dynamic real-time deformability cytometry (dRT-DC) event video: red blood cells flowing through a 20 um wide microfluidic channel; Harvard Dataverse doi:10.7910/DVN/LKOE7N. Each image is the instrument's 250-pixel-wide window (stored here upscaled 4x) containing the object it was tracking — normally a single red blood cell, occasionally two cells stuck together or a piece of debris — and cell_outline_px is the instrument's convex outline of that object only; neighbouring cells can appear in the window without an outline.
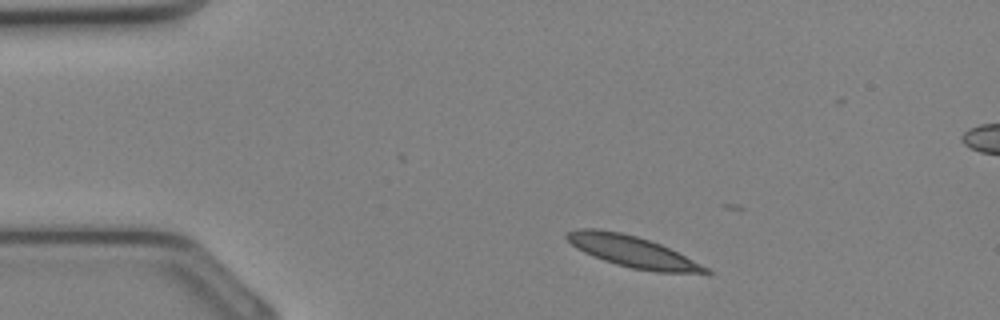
{"species": "Egyptian fruit bat (a non-hibernating species)", "species_latin": "Rousettus aegyptiacus", "temperature_condition": "cold", "stored_images_in_passage": 5, "camera_frame_rate_fps": 3000, "um_per_image_px": 0.085, "animal": {"sex": "female"}, "frame": {"image": 1, "passage_image": 1, "time_ms": 0.0, "image_size_px": [1000, 320], "cell_outline_px": [[712, 272], [656, 272], [632, 268], [616, 264], [604, 260], [584, 252], [576, 248], [564, 236], [568, 232], [576, 228], [596, 228], [620, 232], [636, 236], [660, 244], [708, 268]], "centroid_in_image_um": [53.66, 21.36], "position_along_channel_um": 31.3, "area_um2": 24.62}}